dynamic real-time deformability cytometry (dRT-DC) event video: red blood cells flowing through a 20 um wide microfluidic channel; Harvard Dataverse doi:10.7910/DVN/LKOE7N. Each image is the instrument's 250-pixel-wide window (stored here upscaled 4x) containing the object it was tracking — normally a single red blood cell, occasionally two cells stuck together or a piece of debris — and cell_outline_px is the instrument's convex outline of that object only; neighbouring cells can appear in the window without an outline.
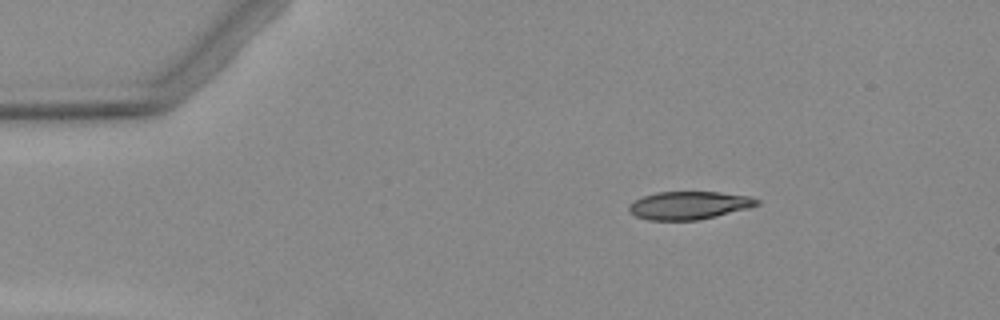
{"species": "Egyptian fruit bat (a non-hibernating species)", "species_latin": "Rousettus aegyptiacus", "temperature_condition": "warm", "stored_images_in_passage": 3, "camera_frame_rate_fps": 3000, "um_per_image_px": 0.085, "animal": {"sex": "female"}, "frame": {"image": 1, "passage_image": 1, "time_ms": 0.0, "image_size_px": [1000, 320], "cell_outline_px": [[760, 204], [748, 208], [716, 216], [696, 220], [648, 220], [636, 216], [628, 212], [628, 204], [644, 196], [656, 192], [720, 192], [748, 196], [760, 200]], "centroid_in_image_um": [58.55, 17.45], "position_along_channel_um": 26.5, "area_um2": 20.81}}
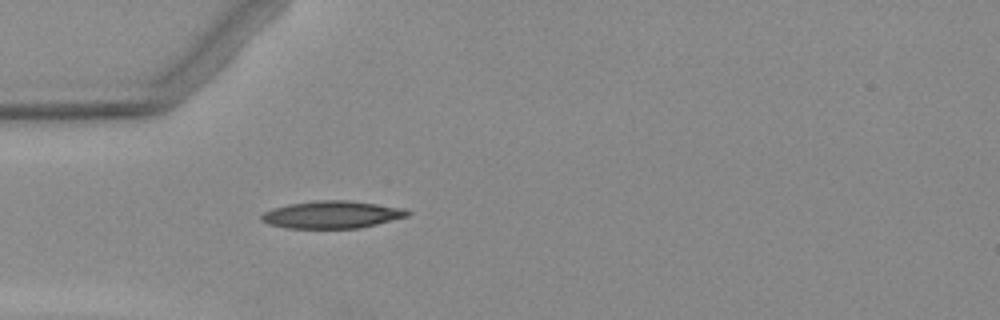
{"frame": {"image": 2, "passage_image": 3, "time_ms": 2.333, "image_size_px": [1000, 320], "cell_outline_px": [[412, 212], [408, 216], [360, 228], [284, 228], [268, 224], [260, 220], [260, 216], [264, 212], [272, 208], [288, 204], [316, 200], [344, 200], [376, 204], [404, 208]], "centroid_in_image_um": [28.18, 18.24], "position_along_channel_um": 56.8, "area_um2": 23.35}}